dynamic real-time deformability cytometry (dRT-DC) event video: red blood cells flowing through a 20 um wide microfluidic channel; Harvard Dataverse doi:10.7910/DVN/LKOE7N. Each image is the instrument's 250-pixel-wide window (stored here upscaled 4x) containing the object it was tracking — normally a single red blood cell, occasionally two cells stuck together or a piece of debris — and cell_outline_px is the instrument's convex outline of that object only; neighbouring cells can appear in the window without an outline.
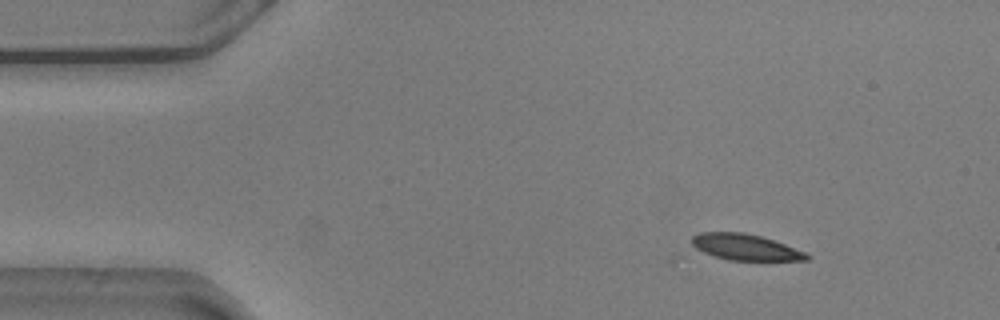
{"species": "common noctule bat (a hibernating species)", "species_latin": "Nyctalus noctula", "temperature_condition": "warm", "stored_images_in_passage": 17, "camera_frame_rate_fps": 3000, "um_per_image_px": 0.085, "animal": {"sex": "male", "body_mass_g": 20.5, "forearm_length_mm": 52.5}, "frame": {"image": 1, "passage_image": 1, "time_ms": 0.0, "image_size_px": [1000, 320], "cell_outline_px": [[812, 256], [808, 260], [728, 260], [712, 256], [696, 248], [692, 244], [692, 236], [700, 232], [744, 232], [760, 236], [784, 244], [804, 252]], "centroid_in_image_um": [63.33, 21.01], "position_along_channel_um": 21.7, "area_um2": 17.34}}
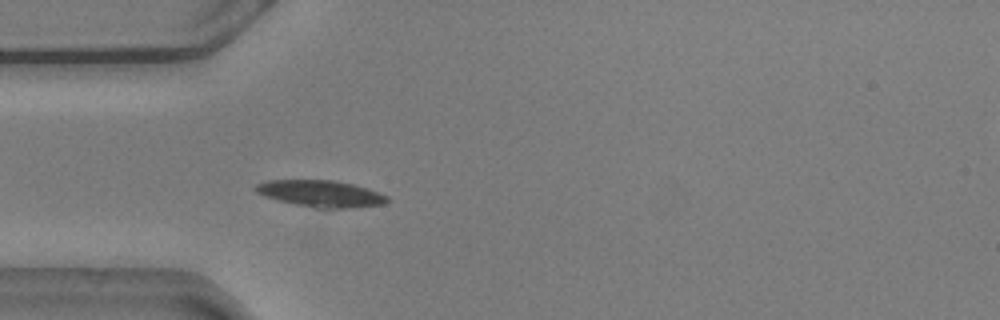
{"frame": {"image": 2, "passage_image": 10, "time_ms": 3.0, "image_size_px": [1000, 320], "cell_outline_px": [[392, 200], [384, 204], [352, 208], [316, 208], [296, 204], [264, 196], [256, 192], [256, 184], [268, 180], [332, 180], [352, 184], [388, 196]], "centroid_in_image_um": [27.29, 16.46], "position_along_channel_um": 57.7, "area_um2": 20.17}}